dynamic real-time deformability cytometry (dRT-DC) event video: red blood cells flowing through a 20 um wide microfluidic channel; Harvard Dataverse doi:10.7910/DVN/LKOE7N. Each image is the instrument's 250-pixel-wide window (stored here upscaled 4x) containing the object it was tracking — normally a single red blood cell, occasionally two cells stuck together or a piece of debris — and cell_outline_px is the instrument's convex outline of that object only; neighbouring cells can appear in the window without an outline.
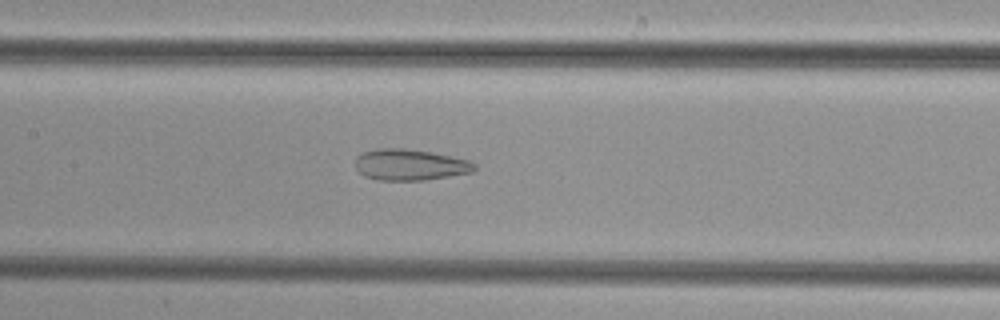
{"species": "common noctule bat (a hibernating species)", "species_latin": "Nyctalus noctula", "temperature_condition": "cold", "stored_images_in_passage": 39, "camera_frame_rate_fps": 3000, "um_per_image_px": 0.085, "animal": {"sex": "female", "body_mass_g": 29.2, "forearm_length_mm": 56.3}, "frame": {"image": 1, "passage_image": 13, "time_ms": 4.0, "image_size_px": [1000, 320], "cell_outline_px": [[476, 168], [472, 172], [424, 180], [376, 180], [364, 176], [356, 168], [356, 156], [364, 152], [376, 148], [404, 148], [432, 152], [468, 160], [476, 164]], "centroid_in_image_um": [34.83, 14.0], "position_along_channel_um": 172.6, "area_um2": 21.62}}
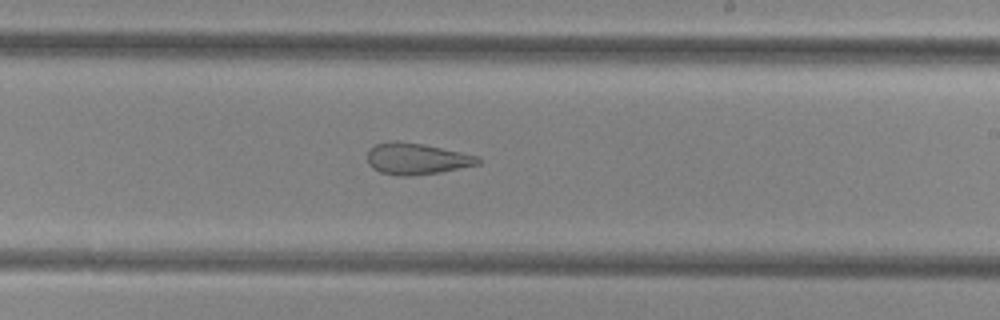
{"frame": {"image": 2, "passage_image": 19, "time_ms": 6.0, "image_size_px": [1000, 320], "cell_outline_px": [[480, 164], [440, 172], [412, 176], [396, 176], [380, 172], [372, 168], [368, 164], [368, 148], [376, 144], [388, 140], [396, 140], [424, 144], [480, 156]], "centroid_in_image_um": [35.38, 13.49], "position_along_channel_um": 253.6, "area_um2": 20.58}}
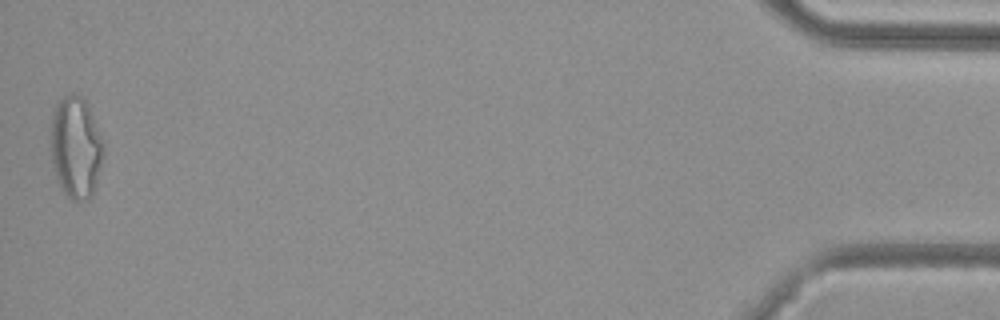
{"frame": {"image": 3, "passage_image": 39, "time_ms": 12.667, "image_size_px": [1000, 320], "cell_outline_px": [[104, 156], [96, 184], [92, 196], [88, 200], [72, 200], [60, 188], [52, 164], [48, 148], [48, 128], [52, 112], [56, 100], [72, 92], [80, 96], [88, 104], [104, 140]], "centroid_in_image_um": [6.4, 12.48], "position_along_channel_um": 428.8, "area_um2": 32.71}}